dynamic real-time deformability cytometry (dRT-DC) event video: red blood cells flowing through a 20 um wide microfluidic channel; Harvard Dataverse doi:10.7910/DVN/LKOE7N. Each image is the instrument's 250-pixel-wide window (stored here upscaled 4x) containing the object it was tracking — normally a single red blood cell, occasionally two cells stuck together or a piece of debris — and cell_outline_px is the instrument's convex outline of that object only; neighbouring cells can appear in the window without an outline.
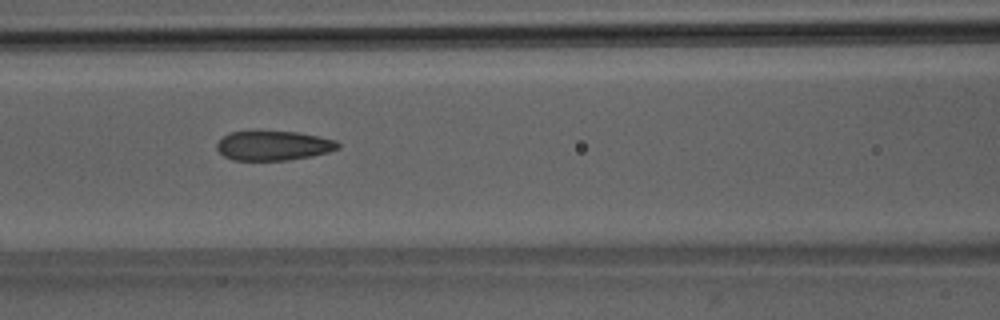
{"species": "Egyptian fruit bat (a non-hibernating species)", "species_latin": "Rousettus aegyptiacus", "temperature_condition": "room temperature", "stored_images_in_passage": 5, "camera_frame_rate_fps": 3000, "um_per_image_px": 0.085, "animal": {"sex": "male"}, "frame": {"image": 1, "passage_image": 4, "time_ms": 3.333, "image_size_px": [1000, 320], "cell_outline_px": [[340, 148], [328, 152], [312, 156], [288, 160], [232, 160], [224, 156], [216, 148], [216, 144], [228, 132], [296, 132], [336, 140], [340, 144]], "centroid_in_image_um": [23.25, 12.39], "position_along_channel_um": 143.4, "area_um2": 20.63}}